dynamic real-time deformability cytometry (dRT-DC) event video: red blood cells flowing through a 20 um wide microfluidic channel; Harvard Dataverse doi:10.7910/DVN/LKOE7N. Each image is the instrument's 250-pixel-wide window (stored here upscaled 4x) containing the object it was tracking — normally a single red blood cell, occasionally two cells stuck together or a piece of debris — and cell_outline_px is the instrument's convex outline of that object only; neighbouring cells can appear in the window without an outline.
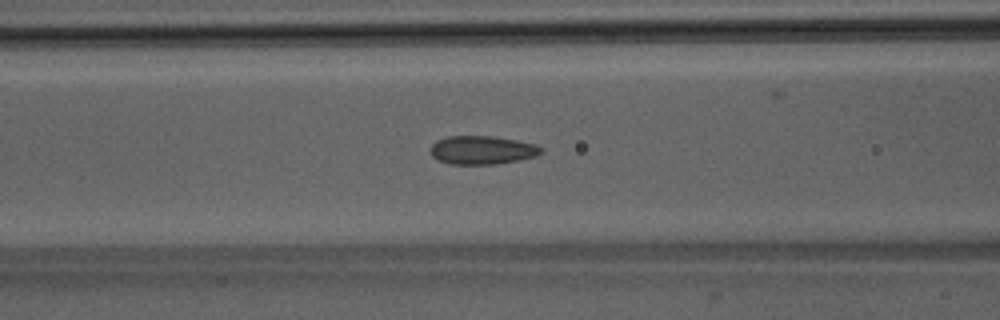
{"species": "Egyptian fruit bat (a non-hibernating species)", "species_latin": "Rousettus aegyptiacus", "temperature_condition": "room temperature", "stored_images_in_passage": 53, "camera_frame_rate_fps": 3000, "um_per_image_px": 0.085, "animal": {"sex": "male"}, "frame": {"image": 1, "passage_image": 22, "time_ms": 7.0, "image_size_px": [1000, 320], "cell_outline_px": [[544, 152], [536, 156], [520, 160], [496, 164], [448, 164], [432, 156], [432, 144], [436, 140], [448, 136], [492, 136], [516, 140], [536, 144], [544, 148]], "centroid_in_image_um": [41.03, 12.75], "position_along_channel_um": 125.6, "area_um2": 18.44}}
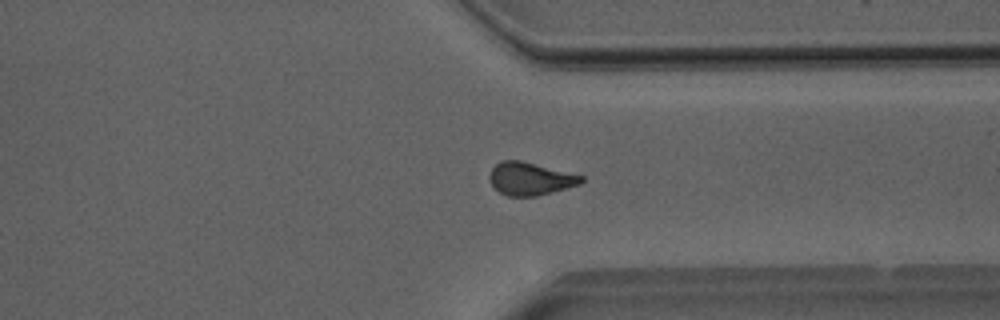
{"frame": {"image": 2, "passage_image": 40, "time_ms": 13.0, "image_size_px": [1000, 320], "cell_outline_px": [[584, 180], [580, 184], [536, 196], [508, 196], [500, 192], [488, 180], [488, 176], [492, 168], [500, 160], [520, 160], [584, 176]], "centroid_in_image_um": [45.04, 15.18], "position_along_channel_um": 366.4, "area_um2": 17.4}}
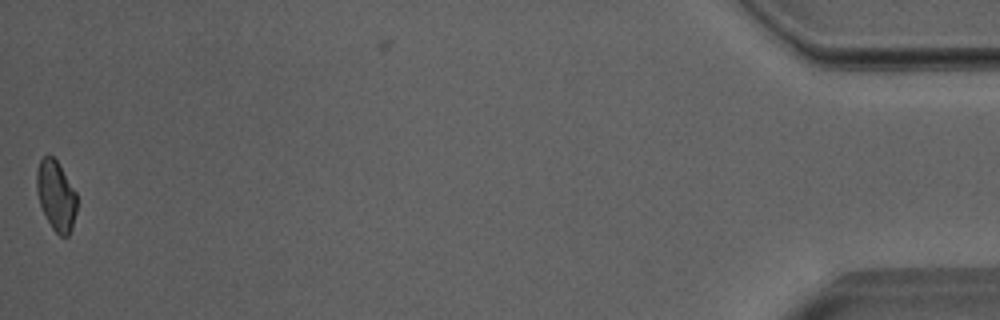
{"frame": {"image": 3, "passage_image": 52, "time_ms": 17.0, "image_size_px": [1000, 320], "cell_outline_px": [[76, 212], [72, 228], [68, 236], [60, 236], [52, 228], [40, 204], [36, 192], [36, 172], [40, 160], [48, 152], [56, 160], [76, 192]], "centroid_in_image_um": [4.75, 16.61], "position_along_channel_um": 430.4, "area_um2": 16.3}, "authors_computed_cell_mechanics": {"area_um2": 17.9758, "velocity_mm_per_s": 4.0135, "shape_relaxation_time_tau1_ms": null, "shape_relaxation_time_tau2_ms": 2.061, "deformation_change_tau1": null, "deformation_change_tau2": 0.0739}}